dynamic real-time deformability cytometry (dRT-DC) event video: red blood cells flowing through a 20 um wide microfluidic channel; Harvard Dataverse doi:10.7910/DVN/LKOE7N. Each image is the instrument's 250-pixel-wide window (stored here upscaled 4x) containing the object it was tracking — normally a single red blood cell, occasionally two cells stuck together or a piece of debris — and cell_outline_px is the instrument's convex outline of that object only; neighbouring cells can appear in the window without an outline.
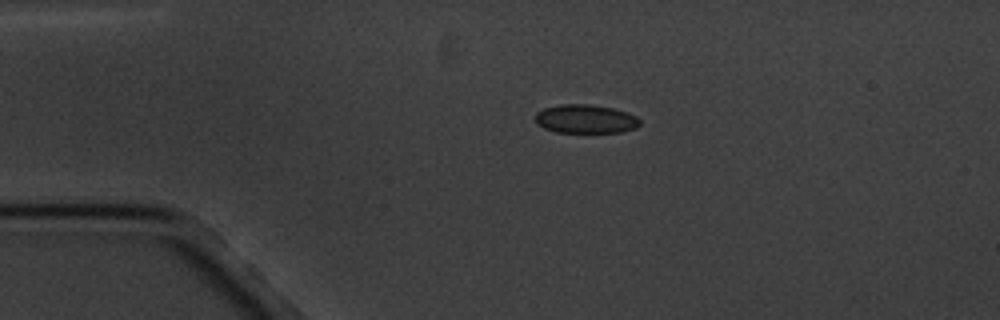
{"species": "common noctule bat (a hibernating species)", "species_latin": "Nyctalus noctula", "temperature_condition": "cold", "stored_images_in_passage": 2, "camera_frame_rate_fps": 3000, "um_per_image_px": 0.085, "animal": {"sex": "male", "body_mass_g": 20.1, "forearm_length_mm": 53.5}, "frame": {"image": 1, "passage_image": 1, "time_ms": 0.0, "image_size_px": [1000, 320], "cell_outline_px": [[640, 124], [636, 128], [620, 132], [556, 132], [544, 128], [536, 124], [536, 112], [544, 108], [560, 104], [588, 104], [612, 108], [636, 116], [640, 120]], "centroid_in_image_um": [49.75, 10.11], "position_along_channel_um": 35.3, "area_um2": 17.4}}